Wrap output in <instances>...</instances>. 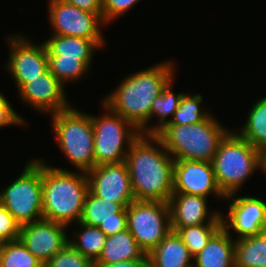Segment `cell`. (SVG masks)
Returning a JSON list of instances; mask_svg holds the SVG:
<instances>
[{"instance_id": "obj_8", "label": "cell", "mask_w": 266, "mask_h": 267, "mask_svg": "<svg viewBox=\"0 0 266 267\" xmlns=\"http://www.w3.org/2000/svg\"><path fill=\"white\" fill-rule=\"evenodd\" d=\"M101 104L105 113L100 117L91 114L95 166L125 162L131 144L141 133L131 122Z\"/></svg>"}, {"instance_id": "obj_4", "label": "cell", "mask_w": 266, "mask_h": 267, "mask_svg": "<svg viewBox=\"0 0 266 267\" xmlns=\"http://www.w3.org/2000/svg\"><path fill=\"white\" fill-rule=\"evenodd\" d=\"M234 131L221 140L212 160L216 183L225 197L241 192L251 174L265 170L264 154Z\"/></svg>"}, {"instance_id": "obj_23", "label": "cell", "mask_w": 266, "mask_h": 267, "mask_svg": "<svg viewBox=\"0 0 266 267\" xmlns=\"http://www.w3.org/2000/svg\"><path fill=\"white\" fill-rule=\"evenodd\" d=\"M74 224H77L78 230L73 231L74 238L69 237L68 242L94 264L102 253L107 236L96 226L86 225L80 221Z\"/></svg>"}, {"instance_id": "obj_10", "label": "cell", "mask_w": 266, "mask_h": 267, "mask_svg": "<svg viewBox=\"0 0 266 267\" xmlns=\"http://www.w3.org/2000/svg\"><path fill=\"white\" fill-rule=\"evenodd\" d=\"M48 17L54 35H66L94 41L100 48L105 44L101 31L106 26L96 13H90L60 0H48Z\"/></svg>"}, {"instance_id": "obj_35", "label": "cell", "mask_w": 266, "mask_h": 267, "mask_svg": "<svg viewBox=\"0 0 266 267\" xmlns=\"http://www.w3.org/2000/svg\"><path fill=\"white\" fill-rule=\"evenodd\" d=\"M106 236L114 235L127 229V208L118 213V219H109L98 225Z\"/></svg>"}, {"instance_id": "obj_5", "label": "cell", "mask_w": 266, "mask_h": 267, "mask_svg": "<svg viewBox=\"0 0 266 267\" xmlns=\"http://www.w3.org/2000/svg\"><path fill=\"white\" fill-rule=\"evenodd\" d=\"M230 130L210 114L192 125H166L156 136L175 160L212 162L221 140Z\"/></svg>"}, {"instance_id": "obj_21", "label": "cell", "mask_w": 266, "mask_h": 267, "mask_svg": "<svg viewBox=\"0 0 266 267\" xmlns=\"http://www.w3.org/2000/svg\"><path fill=\"white\" fill-rule=\"evenodd\" d=\"M148 256L157 267H193V256L183 240L172 230Z\"/></svg>"}, {"instance_id": "obj_13", "label": "cell", "mask_w": 266, "mask_h": 267, "mask_svg": "<svg viewBox=\"0 0 266 267\" xmlns=\"http://www.w3.org/2000/svg\"><path fill=\"white\" fill-rule=\"evenodd\" d=\"M86 175L89 190L94 195L119 204H130L135 200L125 162L95 166Z\"/></svg>"}, {"instance_id": "obj_22", "label": "cell", "mask_w": 266, "mask_h": 267, "mask_svg": "<svg viewBox=\"0 0 266 267\" xmlns=\"http://www.w3.org/2000/svg\"><path fill=\"white\" fill-rule=\"evenodd\" d=\"M237 133L257 150L266 154V95L252 105Z\"/></svg>"}, {"instance_id": "obj_17", "label": "cell", "mask_w": 266, "mask_h": 267, "mask_svg": "<svg viewBox=\"0 0 266 267\" xmlns=\"http://www.w3.org/2000/svg\"><path fill=\"white\" fill-rule=\"evenodd\" d=\"M168 204L171 228H184L206 223H222V212L219 210L210 211L206 197L173 193Z\"/></svg>"}, {"instance_id": "obj_19", "label": "cell", "mask_w": 266, "mask_h": 267, "mask_svg": "<svg viewBox=\"0 0 266 267\" xmlns=\"http://www.w3.org/2000/svg\"><path fill=\"white\" fill-rule=\"evenodd\" d=\"M145 255L128 229L107 236L102 253L94 265H110L127 260H138Z\"/></svg>"}, {"instance_id": "obj_14", "label": "cell", "mask_w": 266, "mask_h": 267, "mask_svg": "<svg viewBox=\"0 0 266 267\" xmlns=\"http://www.w3.org/2000/svg\"><path fill=\"white\" fill-rule=\"evenodd\" d=\"M67 228L64 224L41 219L21 225L19 240L45 265L68 243Z\"/></svg>"}, {"instance_id": "obj_33", "label": "cell", "mask_w": 266, "mask_h": 267, "mask_svg": "<svg viewBox=\"0 0 266 267\" xmlns=\"http://www.w3.org/2000/svg\"><path fill=\"white\" fill-rule=\"evenodd\" d=\"M20 228L12 214L0 204V244L18 240Z\"/></svg>"}, {"instance_id": "obj_18", "label": "cell", "mask_w": 266, "mask_h": 267, "mask_svg": "<svg viewBox=\"0 0 266 267\" xmlns=\"http://www.w3.org/2000/svg\"><path fill=\"white\" fill-rule=\"evenodd\" d=\"M223 226L193 257V267H235V238Z\"/></svg>"}, {"instance_id": "obj_12", "label": "cell", "mask_w": 266, "mask_h": 267, "mask_svg": "<svg viewBox=\"0 0 266 267\" xmlns=\"http://www.w3.org/2000/svg\"><path fill=\"white\" fill-rule=\"evenodd\" d=\"M225 200L230 204L227 215L222 213V223L228 231L231 229L235 231V240L259 235L264 231L266 228L265 200L255 196L238 195L237 197V193L226 196Z\"/></svg>"}, {"instance_id": "obj_28", "label": "cell", "mask_w": 266, "mask_h": 267, "mask_svg": "<svg viewBox=\"0 0 266 267\" xmlns=\"http://www.w3.org/2000/svg\"><path fill=\"white\" fill-rule=\"evenodd\" d=\"M223 223H206L198 226L171 228L183 240L190 254L196 256L209 242Z\"/></svg>"}, {"instance_id": "obj_30", "label": "cell", "mask_w": 266, "mask_h": 267, "mask_svg": "<svg viewBox=\"0 0 266 267\" xmlns=\"http://www.w3.org/2000/svg\"><path fill=\"white\" fill-rule=\"evenodd\" d=\"M203 97L201 94H183L179 107L167 125H192L205 120L211 113L201 109Z\"/></svg>"}, {"instance_id": "obj_2", "label": "cell", "mask_w": 266, "mask_h": 267, "mask_svg": "<svg viewBox=\"0 0 266 267\" xmlns=\"http://www.w3.org/2000/svg\"><path fill=\"white\" fill-rule=\"evenodd\" d=\"M174 162L156 135L141 134L125 160L135 200L168 203L173 194Z\"/></svg>"}, {"instance_id": "obj_15", "label": "cell", "mask_w": 266, "mask_h": 267, "mask_svg": "<svg viewBox=\"0 0 266 267\" xmlns=\"http://www.w3.org/2000/svg\"><path fill=\"white\" fill-rule=\"evenodd\" d=\"M173 193L199 195L225 200L219 189L212 162L175 160L173 167Z\"/></svg>"}, {"instance_id": "obj_9", "label": "cell", "mask_w": 266, "mask_h": 267, "mask_svg": "<svg viewBox=\"0 0 266 267\" xmlns=\"http://www.w3.org/2000/svg\"><path fill=\"white\" fill-rule=\"evenodd\" d=\"M127 229L145 254L150 253L171 231L169 204L134 200L127 207Z\"/></svg>"}, {"instance_id": "obj_27", "label": "cell", "mask_w": 266, "mask_h": 267, "mask_svg": "<svg viewBox=\"0 0 266 267\" xmlns=\"http://www.w3.org/2000/svg\"><path fill=\"white\" fill-rule=\"evenodd\" d=\"M49 71L64 85L82 80L89 74V66L82 59L62 58L60 55H47ZM66 83V84H65Z\"/></svg>"}, {"instance_id": "obj_16", "label": "cell", "mask_w": 266, "mask_h": 267, "mask_svg": "<svg viewBox=\"0 0 266 267\" xmlns=\"http://www.w3.org/2000/svg\"><path fill=\"white\" fill-rule=\"evenodd\" d=\"M64 85L48 70L38 78L24 84L18 93L22 102L36 112L49 115L71 107Z\"/></svg>"}, {"instance_id": "obj_29", "label": "cell", "mask_w": 266, "mask_h": 267, "mask_svg": "<svg viewBox=\"0 0 266 267\" xmlns=\"http://www.w3.org/2000/svg\"><path fill=\"white\" fill-rule=\"evenodd\" d=\"M0 267H44L18 239L0 244Z\"/></svg>"}, {"instance_id": "obj_39", "label": "cell", "mask_w": 266, "mask_h": 267, "mask_svg": "<svg viewBox=\"0 0 266 267\" xmlns=\"http://www.w3.org/2000/svg\"><path fill=\"white\" fill-rule=\"evenodd\" d=\"M264 163H265V170H264V172L266 173V154H264Z\"/></svg>"}, {"instance_id": "obj_20", "label": "cell", "mask_w": 266, "mask_h": 267, "mask_svg": "<svg viewBox=\"0 0 266 267\" xmlns=\"http://www.w3.org/2000/svg\"><path fill=\"white\" fill-rule=\"evenodd\" d=\"M47 55H60L62 58L82 59L89 67L92 65L94 53L100 47L92 40L85 38L54 35L44 41Z\"/></svg>"}, {"instance_id": "obj_40", "label": "cell", "mask_w": 266, "mask_h": 267, "mask_svg": "<svg viewBox=\"0 0 266 267\" xmlns=\"http://www.w3.org/2000/svg\"><path fill=\"white\" fill-rule=\"evenodd\" d=\"M262 233L266 236V228L264 229V231Z\"/></svg>"}, {"instance_id": "obj_36", "label": "cell", "mask_w": 266, "mask_h": 267, "mask_svg": "<svg viewBox=\"0 0 266 267\" xmlns=\"http://www.w3.org/2000/svg\"><path fill=\"white\" fill-rule=\"evenodd\" d=\"M61 2L74 5L81 10L96 13L102 18V0H60Z\"/></svg>"}, {"instance_id": "obj_34", "label": "cell", "mask_w": 266, "mask_h": 267, "mask_svg": "<svg viewBox=\"0 0 266 267\" xmlns=\"http://www.w3.org/2000/svg\"><path fill=\"white\" fill-rule=\"evenodd\" d=\"M27 120L20 116L11 106L10 102L8 101L7 97L0 91V128L6 126H24L26 127Z\"/></svg>"}, {"instance_id": "obj_26", "label": "cell", "mask_w": 266, "mask_h": 267, "mask_svg": "<svg viewBox=\"0 0 266 267\" xmlns=\"http://www.w3.org/2000/svg\"><path fill=\"white\" fill-rule=\"evenodd\" d=\"M172 78L167 85L163 88L162 94L158 96L152 103L150 111V121L155 116L158 117L157 123L150 126V135H156L162 130L167 124L170 123L174 113L179 107L183 92L174 93ZM171 117V118H169Z\"/></svg>"}, {"instance_id": "obj_24", "label": "cell", "mask_w": 266, "mask_h": 267, "mask_svg": "<svg viewBox=\"0 0 266 267\" xmlns=\"http://www.w3.org/2000/svg\"><path fill=\"white\" fill-rule=\"evenodd\" d=\"M235 267H266V236L259 235L235 240Z\"/></svg>"}, {"instance_id": "obj_11", "label": "cell", "mask_w": 266, "mask_h": 267, "mask_svg": "<svg viewBox=\"0 0 266 267\" xmlns=\"http://www.w3.org/2000/svg\"><path fill=\"white\" fill-rule=\"evenodd\" d=\"M21 34V35H20ZM7 38L10 49L5 68L12 76L19 90L24 84L38 78L49 70L47 49L44 42L41 44L31 42L22 33Z\"/></svg>"}, {"instance_id": "obj_31", "label": "cell", "mask_w": 266, "mask_h": 267, "mask_svg": "<svg viewBox=\"0 0 266 267\" xmlns=\"http://www.w3.org/2000/svg\"><path fill=\"white\" fill-rule=\"evenodd\" d=\"M44 267H94V264L68 242Z\"/></svg>"}, {"instance_id": "obj_38", "label": "cell", "mask_w": 266, "mask_h": 267, "mask_svg": "<svg viewBox=\"0 0 266 267\" xmlns=\"http://www.w3.org/2000/svg\"><path fill=\"white\" fill-rule=\"evenodd\" d=\"M141 267H157L156 264L148 256L142 263Z\"/></svg>"}, {"instance_id": "obj_1", "label": "cell", "mask_w": 266, "mask_h": 267, "mask_svg": "<svg viewBox=\"0 0 266 267\" xmlns=\"http://www.w3.org/2000/svg\"><path fill=\"white\" fill-rule=\"evenodd\" d=\"M175 63L159 62L146 69L128 74L119 86L102 103L111 111L131 122L141 134L150 135L152 103L162 94L163 88L174 78Z\"/></svg>"}, {"instance_id": "obj_6", "label": "cell", "mask_w": 266, "mask_h": 267, "mask_svg": "<svg viewBox=\"0 0 266 267\" xmlns=\"http://www.w3.org/2000/svg\"><path fill=\"white\" fill-rule=\"evenodd\" d=\"M52 129L59 149L78 171L95 167L94 133L91 115L72 106L51 114Z\"/></svg>"}, {"instance_id": "obj_37", "label": "cell", "mask_w": 266, "mask_h": 267, "mask_svg": "<svg viewBox=\"0 0 266 267\" xmlns=\"http://www.w3.org/2000/svg\"><path fill=\"white\" fill-rule=\"evenodd\" d=\"M148 257L145 254L141 259L138 260H127L110 265H94V267H141V263Z\"/></svg>"}, {"instance_id": "obj_3", "label": "cell", "mask_w": 266, "mask_h": 267, "mask_svg": "<svg viewBox=\"0 0 266 267\" xmlns=\"http://www.w3.org/2000/svg\"><path fill=\"white\" fill-rule=\"evenodd\" d=\"M42 159L43 219L70 226L81 220L89 190L86 172L78 173L47 164Z\"/></svg>"}, {"instance_id": "obj_25", "label": "cell", "mask_w": 266, "mask_h": 267, "mask_svg": "<svg viewBox=\"0 0 266 267\" xmlns=\"http://www.w3.org/2000/svg\"><path fill=\"white\" fill-rule=\"evenodd\" d=\"M129 205L102 199L88 190L80 222L98 227L99 224L109 219H118V213Z\"/></svg>"}, {"instance_id": "obj_32", "label": "cell", "mask_w": 266, "mask_h": 267, "mask_svg": "<svg viewBox=\"0 0 266 267\" xmlns=\"http://www.w3.org/2000/svg\"><path fill=\"white\" fill-rule=\"evenodd\" d=\"M141 0H102V19L107 25L125 14Z\"/></svg>"}, {"instance_id": "obj_7", "label": "cell", "mask_w": 266, "mask_h": 267, "mask_svg": "<svg viewBox=\"0 0 266 267\" xmlns=\"http://www.w3.org/2000/svg\"><path fill=\"white\" fill-rule=\"evenodd\" d=\"M0 204L20 225L43 219L42 158L25 163L19 176L0 191Z\"/></svg>"}]
</instances>
